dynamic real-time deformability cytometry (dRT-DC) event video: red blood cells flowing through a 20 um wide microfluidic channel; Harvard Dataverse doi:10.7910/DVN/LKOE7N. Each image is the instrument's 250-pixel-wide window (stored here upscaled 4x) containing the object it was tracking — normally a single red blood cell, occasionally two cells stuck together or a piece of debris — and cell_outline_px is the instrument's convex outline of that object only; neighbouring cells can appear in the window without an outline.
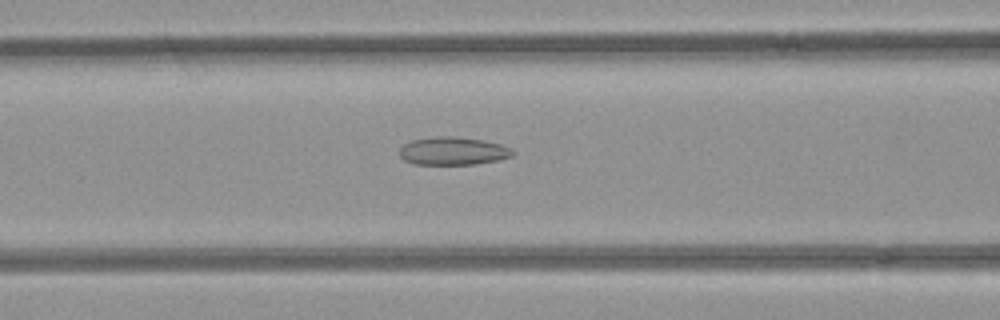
{"species": "common noctule bat (a hibernating species)", "species_latin": "Nyctalus noctula", "temperature_condition": "room temperature", "stored_images_in_passage": 31, "camera_frame_rate_fps": 3000, "um_per_image_px": 0.085, "animal": {"sex": "female", "body_mass_g": 21.9}, "frame": {"image": 1, "passage_image": 8, "time_ms": 2.333, "image_size_px": [1000, 320], "cell_outline_px": [[516, 152], [512, 156], [500, 160], [476, 164], [412, 164], [404, 160], [400, 156], [400, 148], [404, 144], [412, 140], [436, 136], [456, 136], [484, 140], [500, 144], [512, 148]], "centroid_in_image_um": [38.54, 12.83], "position_along_channel_um": 128.1, "area_um2": 18.67}}
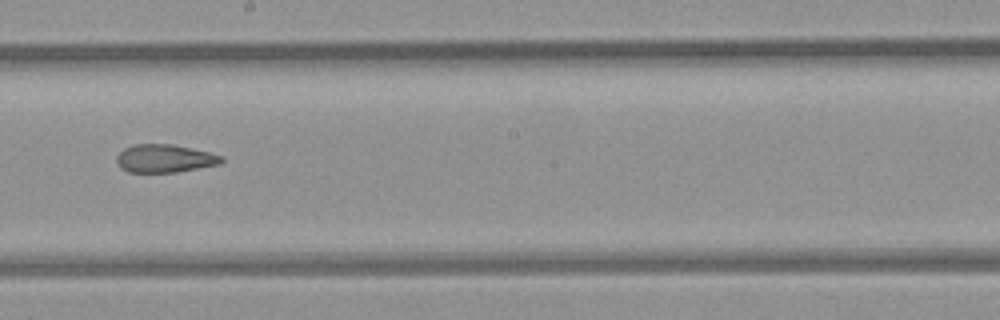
{"frame": {"image": 2, "passage_image": 16, "time_ms": 5.0, "image_size_px": [1000, 320], "cell_outline_px": [[224, 160], [220, 164], [176, 172], [128, 172], [120, 168], [116, 164], [116, 156], [124, 148], [136, 144], [172, 144], [208, 152], [224, 156]], "centroid_in_image_um": [13.98, 13.47], "position_along_channel_um": 234.2, "area_um2": 17.17}}
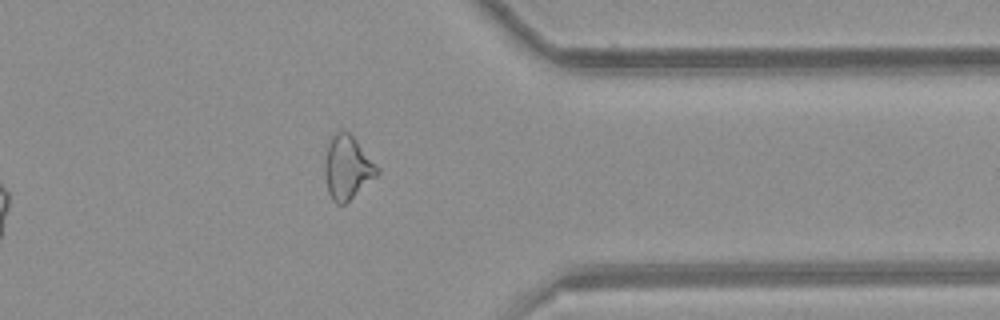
{"frame": {"image": 3, "passage_image": 28, "time_ms": 9.0, "image_size_px": [1000, 320], "cell_outline_px": [[380, 172], [376, 176], [344, 204], [336, 204], [332, 200], [328, 192], [324, 172], [324, 160], [328, 144], [332, 136], [340, 128], [348, 132], [356, 140], [380, 168]], "centroid_in_image_um": [29.51, 14.22], "position_along_channel_um": 381.9, "area_um2": 19.36}, "authors_computed_cell_mechanics": {"area_um2": 18.4382, "velocity_mm_per_s": 3.9725, "shape_relaxation_time_tau1_ms": null, "shape_relaxation_time_tau2_ms": 3.384, "deformation_change_tau1": null, "deformation_change_tau2": 0.1222}}